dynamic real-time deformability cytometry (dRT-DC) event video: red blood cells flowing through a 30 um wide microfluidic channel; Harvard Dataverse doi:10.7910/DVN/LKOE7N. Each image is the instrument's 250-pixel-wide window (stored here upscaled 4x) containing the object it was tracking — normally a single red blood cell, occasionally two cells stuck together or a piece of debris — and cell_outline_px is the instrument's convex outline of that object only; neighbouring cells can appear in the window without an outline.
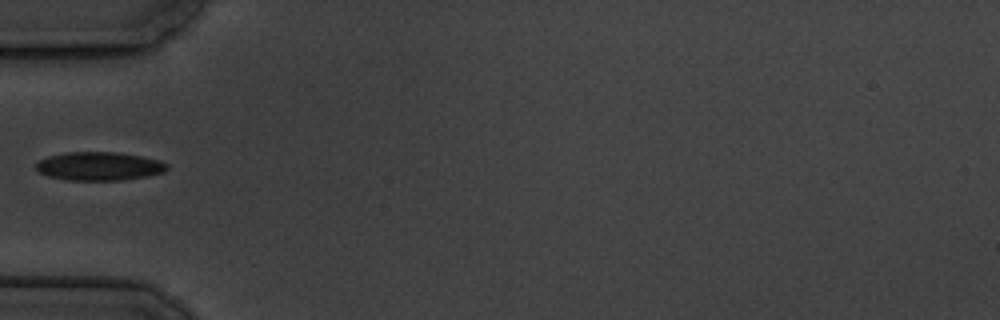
{"species": "common noctule bat (a hibernating species)", "species_latin": "Nyctalus noctula", "temperature_condition": "cold", "stored_images_in_passage": 6, "camera_frame_rate_fps": 3000, "um_per_image_px": 0.085, "animal": {"sex": "male", "body_mass_g": 19.5, "forearm_length_mm": 54.6}, "frame": {"image": 1, "passage_image": 2, "time_ms": 1.333, "image_size_px": [1000, 320], "cell_outline_px": [[168, 168], [164, 172], [148, 176], [124, 180], [64, 180], [48, 176], [40, 172], [36, 168], [36, 164], [40, 160], [48, 156], [64, 152], [116, 152], [140, 156], [160, 160], [168, 164]], "centroid_in_image_um": [8.44, 14.13], "position_along_channel_um": 76.6, "area_um2": 21.85}}
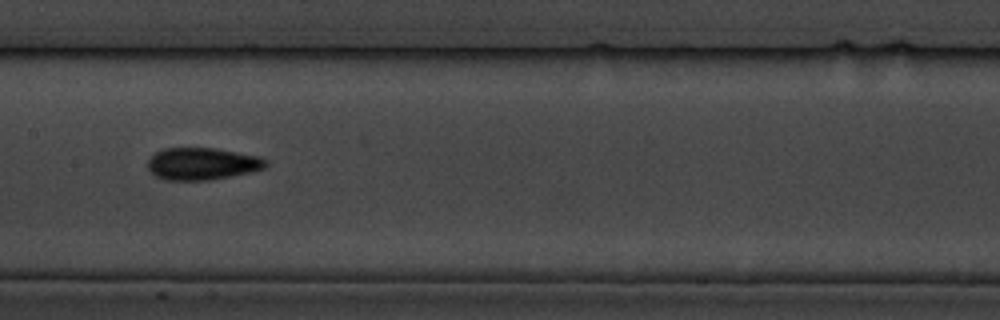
{"frame": {"image": 2, "passage_image": 5, "time_ms": 4.667, "image_size_px": [1000, 320], "cell_outline_px": [[268, 164], [264, 168], [252, 172], [208, 180], [164, 180], [156, 176], [148, 168], [148, 160], [156, 152], [164, 148], [216, 148], [256, 156], [268, 160]], "centroid_in_image_um": [17.19, 13.92], "position_along_channel_um": 190.2, "area_um2": 22.02}}
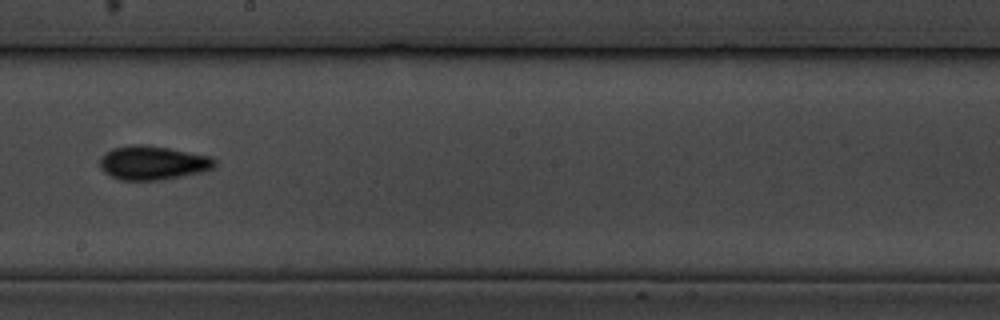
{"frame": {"image": 3, "passage_image": 6, "time_ms": 6.0, "image_size_px": [1000, 320], "cell_outline_px": [[216, 164], [212, 168], [204, 172], [160, 180], [120, 180], [108, 176], [100, 168], [100, 156], [112, 148], [132, 144], [144, 144], [168, 148], [212, 156], [216, 160]], "centroid_in_image_um": [12.97, 13.84], "position_along_channel_um": 235.2, "area_um2": 23.0}}